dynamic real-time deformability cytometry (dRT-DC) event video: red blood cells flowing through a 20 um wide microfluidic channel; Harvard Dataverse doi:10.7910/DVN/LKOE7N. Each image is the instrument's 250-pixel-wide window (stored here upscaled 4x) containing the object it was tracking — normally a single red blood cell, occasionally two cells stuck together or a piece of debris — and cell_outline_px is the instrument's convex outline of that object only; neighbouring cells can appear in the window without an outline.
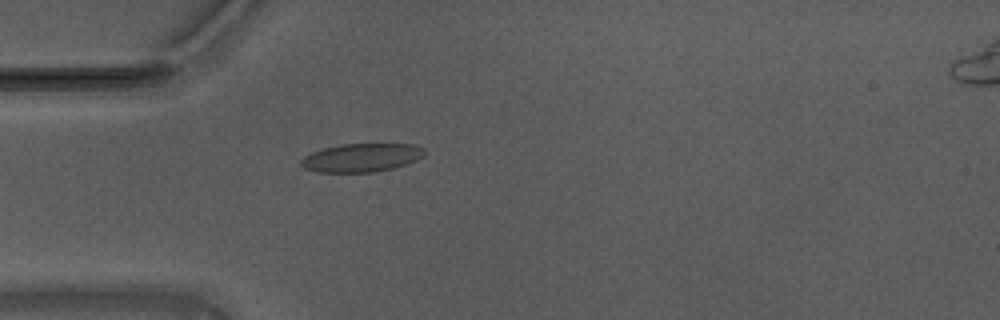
{"species": "Egyptian fruit bat (a non-hibernating species)", "species_latin": "Rousettus aegyptiacus", "temperature_condition": "warm", "stored_images_in_passage": 15, "camera_frame_rate_fps": 3000, "um_per_image_px": 0.085, "animal": {"sex": "male"}, "frame": {"image": 1, "passage_image": 3, "time_ms": 0.667, "image_size_px": [1000, 320], "cell_outline_px": [[424, 156], [416, 160], [392, 168], [372, 172], [316, 172], [304, 168], [300, 164], [300, 160], [304, 156], [312, 152], [324, 148], [340, 144], [416, 144], [424, 148]], "centroid_in_image_um": [30.71, 13.39], "position_along_channel_um": 54.3, "area_um2": 20.4}}
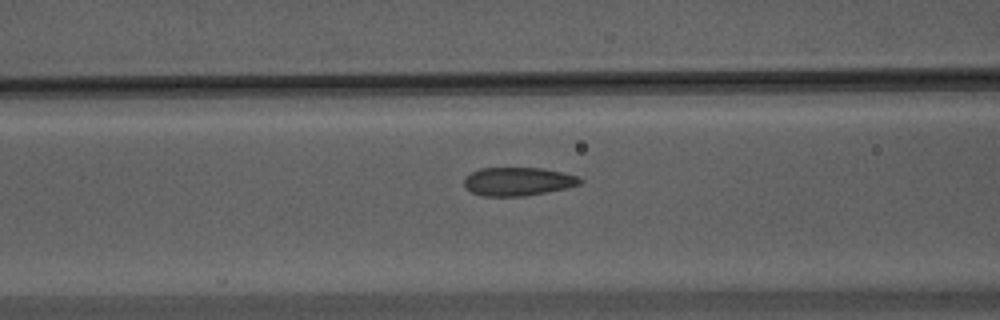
{"frame": {"image": 2, "passage_image": 9, "time_ms": 2.667, "image_size_px": [1000, 320], "cell_outline_px": [[584, 180], [580, 184], [568, 188], [524, 196], [480, 196], [472, 192], [464, 184], [464, 180], [472, 172], [480, 168], [544, 168], [580, 176]], "centroid_in_image_um": [44.08, 15.42], "position_along_channel_um": 122.5, "area_um2": 19.25}}
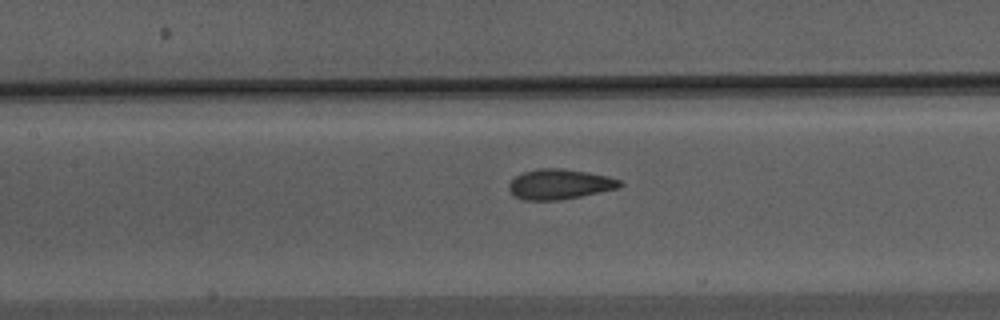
{"frame": {"image": 3, "passage_image": 12, "time_ms": 3.667, "image_size_px": [1000, 320], "cell_outline_px": [[624, 184], [620, 188], [560, 200], [524, 200], [512, 196], [508, 188], [508, 184], [516, 176], [524, 172], [536, 168], [564, 168], [588, 172], [608, 176], [620, 180]], "centroid_in_image_um": [47.56, 15.65], "position_along_channel_um": 159.8, "area_um2": 19.71}}